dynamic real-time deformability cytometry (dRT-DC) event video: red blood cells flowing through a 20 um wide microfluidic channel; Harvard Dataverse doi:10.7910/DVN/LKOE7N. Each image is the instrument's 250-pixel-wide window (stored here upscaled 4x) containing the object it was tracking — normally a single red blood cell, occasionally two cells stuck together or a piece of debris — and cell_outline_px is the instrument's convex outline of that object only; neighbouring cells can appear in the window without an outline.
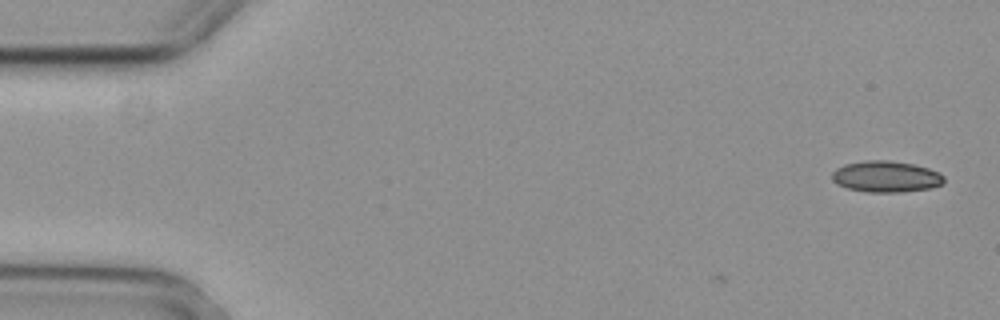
{"species": "common noctule bat (a hibernating species)", "species_latin": "Nyctalus noctula", "temperature_condition": "cold", "stored_images_in_passage": 2, "camera_frame_rate_fps": 3000, "um_per_image_px": 0.085, "animal": {"sex": "female", "body_mass_g": 29.2, "forearm_length_mm": 56.3}, "frame": {"image": 1, "passage_image": 2, "time_ms": 0.333, "image_size_px": [1000, 320], "cell_outline_px": [[944, 184], [932, 188], [900, 192], [868, 192], [848, 188], [836, 184], [832, 180], [832, 172], [836, 168], [844, 164], [864, 160], [888, 160], [912, 164], [928, 168], [944, 176]], "centroid_in_image_um": [75.29, 15.01], "position_along_channel_um": 9.7, "area_um2": 20.46}}